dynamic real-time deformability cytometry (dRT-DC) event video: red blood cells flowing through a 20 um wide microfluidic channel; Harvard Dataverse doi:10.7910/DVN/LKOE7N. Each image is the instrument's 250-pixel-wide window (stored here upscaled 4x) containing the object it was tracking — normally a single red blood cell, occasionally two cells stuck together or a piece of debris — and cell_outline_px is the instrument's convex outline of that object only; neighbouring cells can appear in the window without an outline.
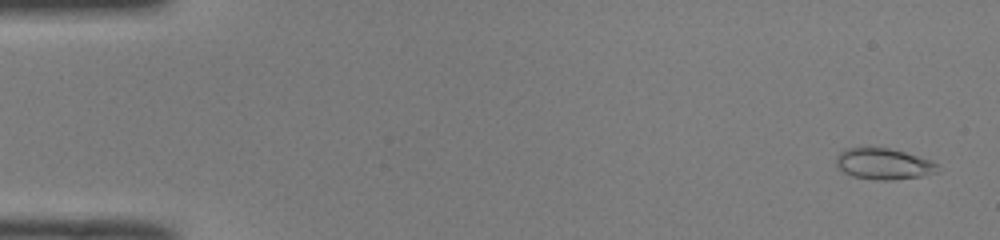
{"species": "common noctule bat (a hibernating species)", "species_latin": "Nyctalus noctula", "temperature_condition": "room temperature", "stored_images_in_passage": 51, "camera_frame_rate_fps": 3000, "um_per_image_px": 0.085, "animal": {"sex": "male", "body_mass_g": 19.0, "forearm_length_mm": 50.8}, "frame": {"image": 1, "passage_image": 2, "time_ms": 0.333, "image_size_px": [1000, 240], "cell_outline_px": [[936, 172], [920, 176], [888, 180], [880, 180], [852, 176], [844, 172], [836, 164], [836, 156], [844, 148], [888, 148], [904, 152], [932, 160], [936, 164]], "centroid_in_image_um": [75.06, 13.92], "position_along_channel_um": 9.9, "area_um2": 18.03}}
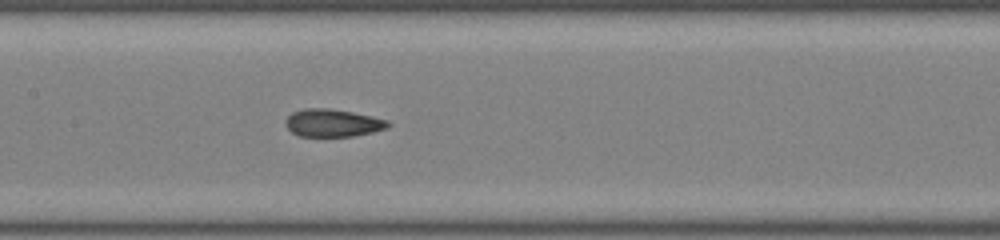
{"frame": {"image": 2, "passage_image": 25, "time_ms": 8.0, "image_size_px": [1000, 240], "cell_outline_px": [[392, 124], [388, 128], [372, 132], [352, 136], [300, 136], [292, 132], [284, 124], [284, 120], [292, 112], [304, 108], [328, 108], [352, 112], [372, 116], [388, 120]], "centroid_in_image_um": [28.28, 10.44], "position_along_channel_um": 179.1, "area_um2": 16.59}}
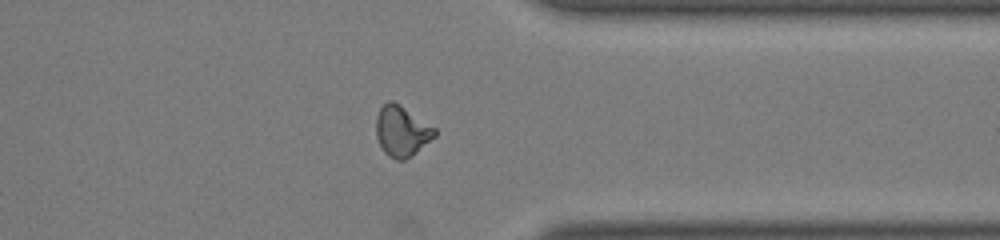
{"frame": {"image": 3, "passage_image": 40, "time_ms": 13.0, "image_size_px": [1000, 240], "cell_outline_px": [[436, 136], [412, 156], [404, 160], [396, 160], [388, 156], [384, 152], [376, 136], [376, 116], [380, 108], [388, 100], [392, 100], [400, 104], [436, 128]], "centroid_in_image_um": [34.15, 11.14], "position_along_channel_um": 377.2, "area_um2": 17.4}, "authors_computed_cell_mechanics": {"area_um2": 17.2244, "velocity_mm_per_s": 4.0426, "shape_relaxation_time_tau1_ms": 10.4931, "shape_relaxation_time_tau2_ms": 1.8144, "deformation_change_tau1": 0.2483, "deformation_change_tau2": 0.0624}}